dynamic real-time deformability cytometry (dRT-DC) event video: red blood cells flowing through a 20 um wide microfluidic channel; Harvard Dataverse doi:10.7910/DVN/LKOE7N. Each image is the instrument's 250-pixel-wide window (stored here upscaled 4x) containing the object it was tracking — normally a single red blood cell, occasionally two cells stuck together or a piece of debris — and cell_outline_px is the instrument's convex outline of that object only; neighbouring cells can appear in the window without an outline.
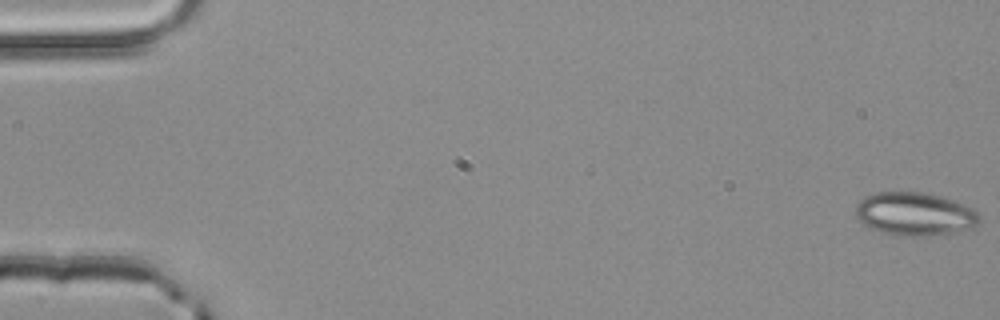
{"species": "common noctule bat (a hibernating species)", "species_latin": "Nyctalus noctula", "temperature_condition": "room temperature", "stored_images_in_passage": 53, "camera_frame_rate_fps": 3000, "um_per_image_px": 0.085, "animal": {"sex": "male", "body_mass_g": 20.4}, "frame": {"image": 1, "passage_image": 1, "time_ms": 0.0, "image_size_px": [1000, 320], "cell_outline_px": [[980, 216], [976, 224], [972, 228], [956, 232], [928, 236], [904, 236], [884, 232], [872, 228], [864, 224], [856, 216], [856, 204], [864, 196], [876, 192], [924, 192], [940, 196], [964, 204], [972, 208]], "centroid_in_image_um": [77.75, 18.18], "position_along_channel_um": 7.2, "area_um2": 31.04}}
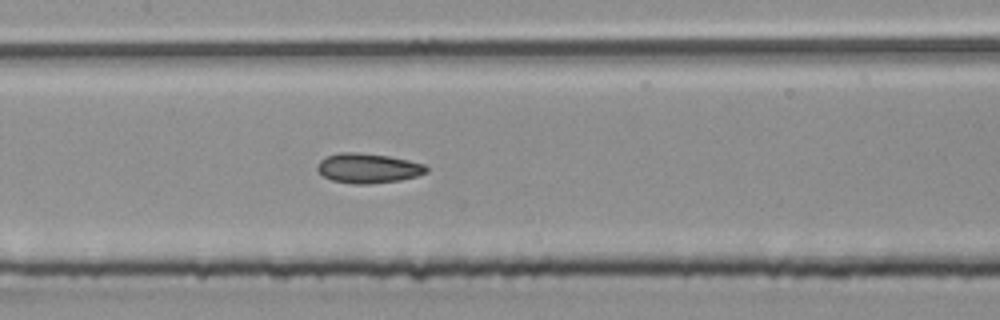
{"frame": {"image": 2, "passage_image": 26, "time_ms": 8.333, "image_size_px": [1000, 320], "cell_outline_px": [[428, 172], [416, 176], [400, 180], [368, 184], [352, 184], [332, 180], [324, 176], [316, 168], [316, 164], [320, 160], [328, 156], [340, 152], [356, 152], [388, 156], [408, 160], [424, 164], [428, 168]], "centroid_in_image_um": [31.28, 14.3], "position_along_channel_um": 176.1, "area_um2": 18.84}}
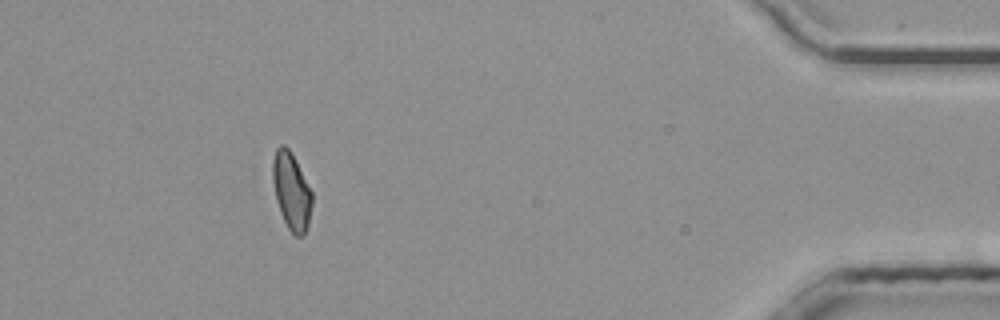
{"frame": {"image": 3, "passage_image": 48, "time_ms": 15.667, "image_size_px": [1000, 320], "cell_outline_px": [[312, 204], [308, 224], [304, 236], [296, 236], [288, 228], [280, 212], [276, 200], [272, 180], [272, 160], [276, 148], [280, 144], [284, 144], [292, 152], [312, 192]], "centroid_in_image_um": [24.76, 16.22], "position_along_channel_um": 410.4, "area_um2": 17.8}, "authors_computed_cell_mechanics": {"area_um2": 18.496, "velocity_mm_per_s": 4.03, "shape_relaxation_time_tau1_ms": null, "shape_relaxation_time_tau2_ms": 2.7137, "deformation_change_tau1": null, "deformation_change_tau2": 0.0778}}